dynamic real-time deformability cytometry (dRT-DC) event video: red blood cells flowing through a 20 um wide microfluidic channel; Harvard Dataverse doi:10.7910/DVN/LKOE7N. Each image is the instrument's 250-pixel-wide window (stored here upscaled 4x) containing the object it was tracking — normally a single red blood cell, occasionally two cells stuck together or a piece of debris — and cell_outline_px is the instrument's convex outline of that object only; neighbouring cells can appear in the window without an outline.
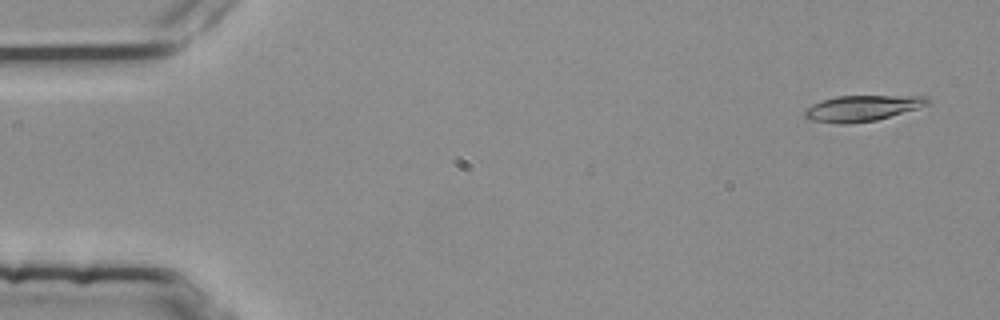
{"species": "common noctule bat (a hibernating species)", "species_latin": "Nyctalus noctula", "temperature_condition": "room temperature", "stored_images_in_passage": 3, "camera_frame_rate_fps": 3000, "um_per_image_px": 0.085, "animal": {"sex": "female", "body_mass_g": 25.1}, "frame": {"image": 1, "passage_image": 1, "time_ms": 0.0, "image_size_px": [1000, 320], "cell_outline_px": [[932, 100], [928, 104], [916, 108], [876, 120], [808, 120], [804, 116], [804, 108], [812, 104], [836, 96], [928, 96]], "centroid_in_image_um": [73.34, 9.13], "position_along_channel_um": 11.7, "area_um2": 17.34}}
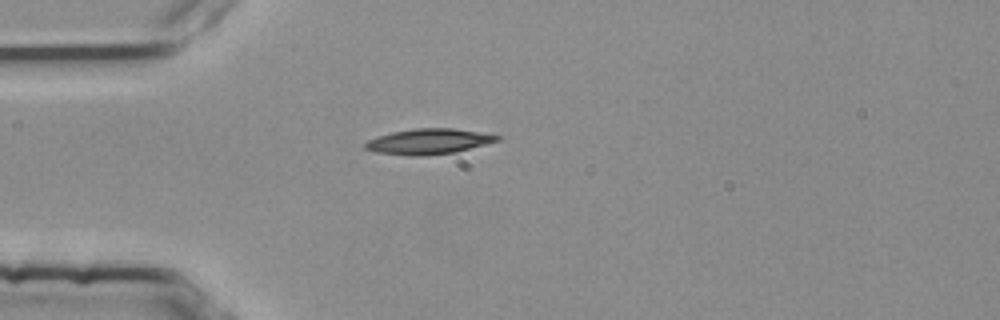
{"frame": {"image": 2, "passage_image": 3, "time_ms": 0.667, "image_size_px": [1000, 320], "cell_outline_px": [[500, 140], [456, 152], [420, 156], [412, 156], [376, 152], [364, 148], [364, 144], [368, 140], [376, 136], [392, 132], [412, 128], [452, 128], [500, 136]], "centroid_in_image_um": [36.38, 12.02], "position_along_channel_um": 48.6, "area_um2": 19.42}}